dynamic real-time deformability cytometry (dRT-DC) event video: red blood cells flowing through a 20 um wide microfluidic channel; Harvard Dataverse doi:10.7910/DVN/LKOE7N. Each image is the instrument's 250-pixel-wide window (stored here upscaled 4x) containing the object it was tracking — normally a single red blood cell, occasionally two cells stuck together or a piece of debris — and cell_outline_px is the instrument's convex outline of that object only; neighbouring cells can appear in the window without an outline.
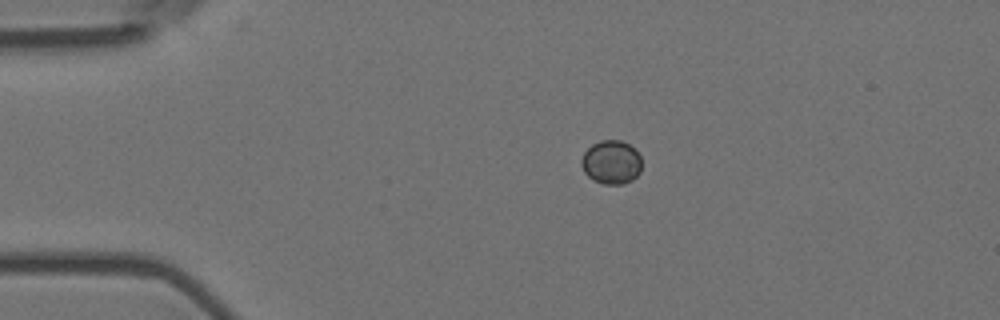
{"species": "Egyptian fruit bat (a non-hibernating species)", "species_latin": "Rousettus aegyptiacus", "temperature_condition": "room temperature", "stored_images_in_passage": 3, "camera_frame_rate_fps": 3000, "um_per_image_px": 0.085, "animal": {"sex": "female"}, "frame": {"image": 1, "passage_image": 1, "time_ms": 0.0, "image_size_px": [1000, 320], "cell_outline_px": [[640, 172], [632, 180], [624, 184], [604, 184], [588, 176], [584, 172], [580, 164], [580, 160], [584, 152], [592, 144], [600, 140], [620, 140], [636, 148], [640, 156]], "centroid_in_image_um": [51.96, 13.77], "position_along_channel_um": 33.0, "area_um2": 15.43}}
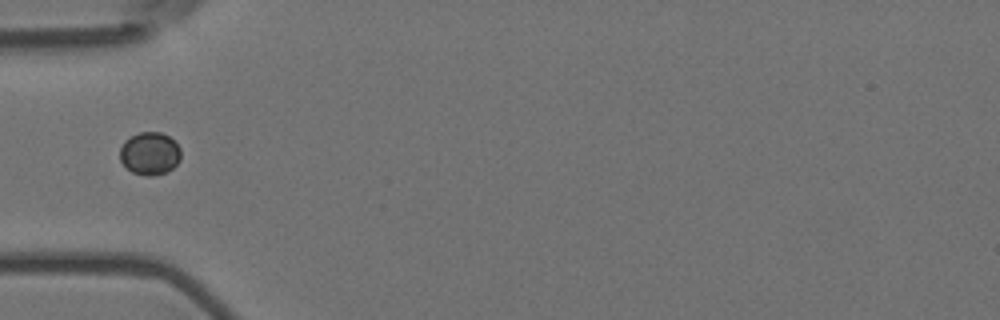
{"frame": {"image": 2, "passage_image": 3, "time_ms": 0.667, "image_size_px": [1000, 320], "cell_outline_px": [[180, 160], [168, 172], [156, 176], [144, 176], [132, 172], [120, 160], [120, 148], [124, 140], [140, 132], [160, 132], [168, 136], [180, 148]], "centroid_in_image_um": [12.73, 13.06], "position_along_channel_um": 72.3, "area_um2": 15.2}}